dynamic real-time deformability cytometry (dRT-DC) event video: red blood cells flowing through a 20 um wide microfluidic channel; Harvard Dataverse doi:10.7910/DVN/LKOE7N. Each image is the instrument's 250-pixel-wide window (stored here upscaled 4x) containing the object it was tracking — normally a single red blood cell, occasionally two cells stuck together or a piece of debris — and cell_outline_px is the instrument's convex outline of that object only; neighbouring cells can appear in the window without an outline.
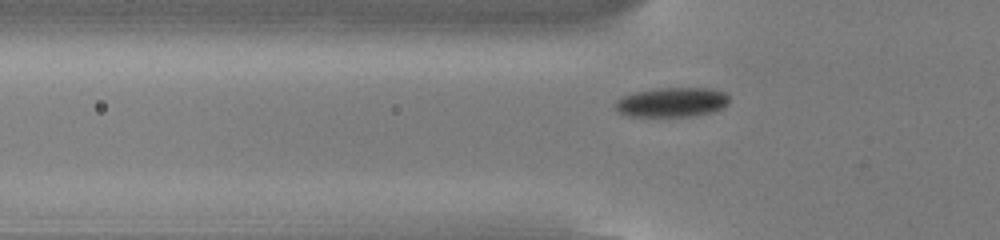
{"species": "common noctule bat (a hibernating species)", "species_latin": "Nyctalus noctula", "temperature_condition": "cold", "stored_images_in_passage": 33, "camera_frame_rate_fps": 3000, "um_per_image_px": 0.085, "animal": {"sex": "male", "body_mass_g": 13.0, "forearm_length_mm": 53.1}, "frame": {"image": 1, "passage_image": 4, "time_ms": 1.0, "image_size_px": [1000, 240], "cell_outline_px": [[728, 104], [724, 108], [712, 112], [692, 116], [628, 116], [620, 112], [616, 108], [616, 100], [632, 92], [660, 88], [708, 88], [724, 92], [728, 96]], "centroid_in_image_um": [57.13, 8.69], "position_along_channel_um": 68.7, "area_um2": 19.54}}
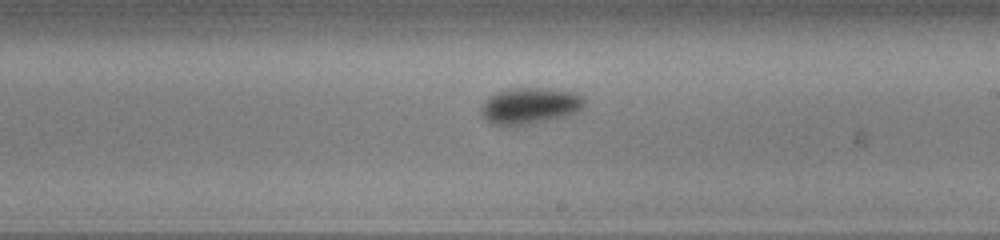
{"frame": {"image": 2, "passage_image": 18, "time_ms": 5.667, "image_size_px": [1000, 240], "cell_outline_px": [[584, 104], [576, 112], [528, 124], [492, 124], [484, 120], [480, 116], [480, 108], [492, 96], [500, 92], [512, 88], [540, 88], [576, 92], [584, 96]], "centroid_in_image_um": [45.03, 8.98], "position_along_channel_um": 244.0, "area_um2": 21.15}}
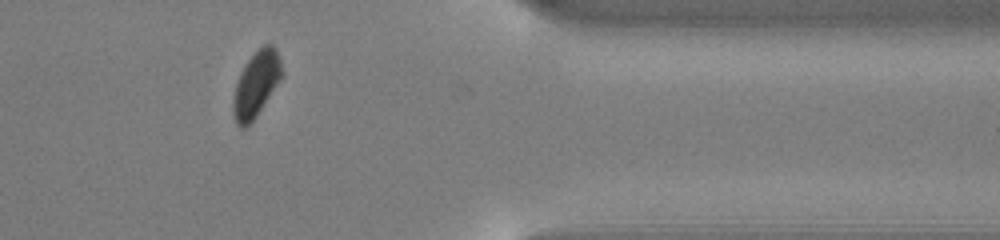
{"frame": {"image": 3, "passage_image": 31, "time_ms": 10.0, "image_size_px": [1000, 240], "cell_outline_px": [[280, 80], [248, 128], [240, 128], [236, 124], [232, 112], [232, 104], [236, 84], [240, 72], [248, 60], [264, 44], [272, 44], [276, 48], [280, 60]], "centroid_in_image_um": [21.73, 7.2], "position_along_channel_um": 389.7, "area_um2": 18.26}, "authors_computed_cell_mechanics": {"area_um2": 19.9988, "velocity_mm_per_s": 3.7772, "shape_relaxation_time_tau1_ms": 2.2385, "shape_relaxation_time_tau2_ms": null, "deformation_change_tau1": 0.0882, "deformation_change_tau2": null}}